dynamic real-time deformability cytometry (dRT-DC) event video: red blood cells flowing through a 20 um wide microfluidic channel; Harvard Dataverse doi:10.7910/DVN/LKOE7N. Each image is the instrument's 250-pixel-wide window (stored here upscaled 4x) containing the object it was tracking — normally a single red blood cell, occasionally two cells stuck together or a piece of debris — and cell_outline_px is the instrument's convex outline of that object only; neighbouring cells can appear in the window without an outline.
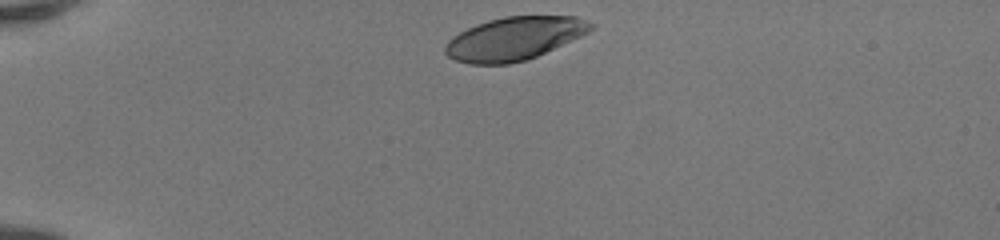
{"species": "human", "species_latin": "Homo sapiens", "temperature_condition": "room temperature", "stored_images_in_passage": 33, "camera_frame_rate_fps": 3000, "um_per_image_px": 0.085, "donor": {"sex": "female"}, "frame": {"image": 1, "passage_image": 1, "time_ms": 0.0, "image_size_px": [1000, 240], "cell_outline_px": [[596, 24], [588, 32], [580, 36], [536, 56], [524, 60], [508, 64], [468, 64], [456, 60], [448, 56], [444, 52], [444, 44], [452, 36], [476, 24], [488, 20], [504, 16], [576, 16]], "centroid_in_image_um": [43.68, 3.27], "position_along_channel_um": 41.3, "area_um2": 36.47}}
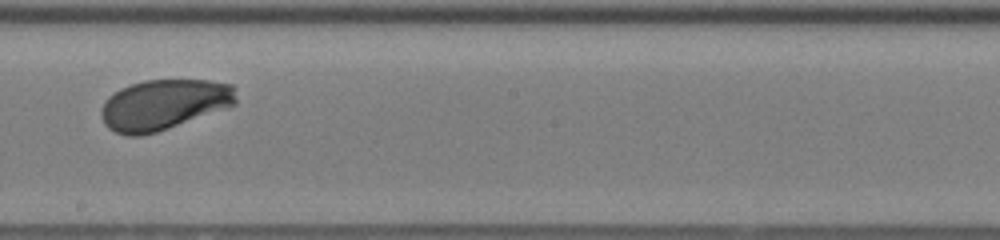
{"frame": {"image": 2, "passage_image": 19, "time_ms": 6.0, "image_size_px": [1000, 240], "cell_outline_px": [[236, 104], [168, 128], [156, 132], [140, 136], [128, 136], [116, 132], [108, 128], [104, 124], [100, 116], [100, 112], [108, 96], [120, 88], [144, 80], [208, 80], [232, 84], [236, 100]], "centroid_in_image_um": [13.88, 8.89], "position_along_channel_um": 234.3, "area_um2": 39.36}}
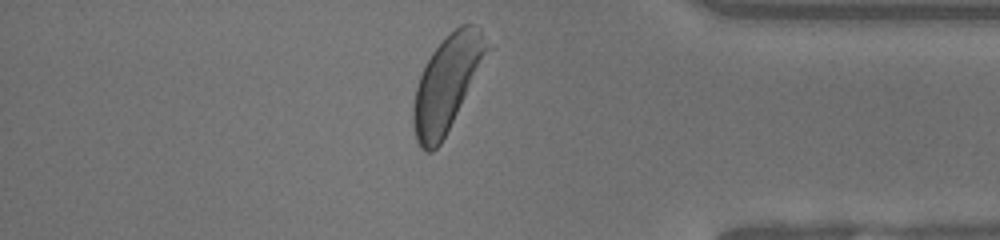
{"frame": {"image": 3, "passage_image": 32, "time_ms": 10.333, "image_size_px": [1000, 240], "cell_outline_px": [[492, 48], [440, 144], [432, 152], [424, 152], [420, 148], [416, 140], [412, 124], [412, 108], [416, 88], [420, 76], [432, 52], [460, 24], [472, 24], [480, 28]], "centroid_in_image_um": [38.0, 7.1], "position_along_channel_um": 397.2, "area_um2": 40.4}, "authors_computed_cell_mechanics": {"area_um2": 39.5352, "velocity_mm_per_s": 4.1353, "shape_relaxation_time_tau1_ms": 1.654, "shape_relaxation_time_tau2_ms": null, "deformation_change_tau1": 0.1349, "deformation_change_tau2": null}}